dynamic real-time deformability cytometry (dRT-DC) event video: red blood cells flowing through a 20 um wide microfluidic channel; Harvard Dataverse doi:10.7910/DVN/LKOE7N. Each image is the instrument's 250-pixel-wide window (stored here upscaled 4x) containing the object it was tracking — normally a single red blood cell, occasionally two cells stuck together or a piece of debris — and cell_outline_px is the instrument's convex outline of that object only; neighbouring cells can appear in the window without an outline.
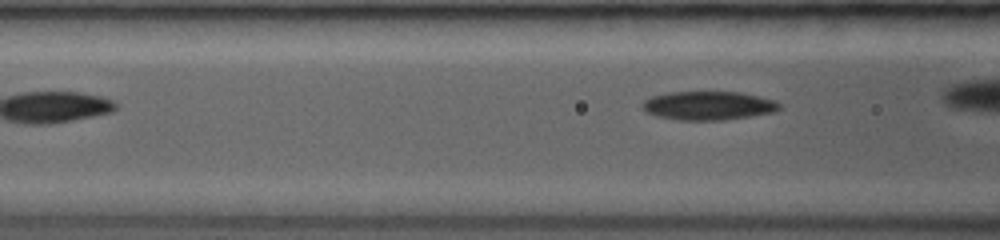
{"species": "common noctule bat (a hibernating species)", "species_latin": "Nyctalus noctula", "temperature_condition": "room temperature", "stored_images_in_passage": 7, "camera_frame_rate_fps": 3500, "um_per_image_px": 0.085, "animal": {"sex": "female", "body_mass_g": 19.0, "forearm_length_mm": 53.3}, "frame": {"image": 1, "passage_image": 7, "time_ms": 5.429, "image_size_px": [1000, 240], "cell_outline_px": [[780, 108], [772, 112], [724, 120], [680, 120], [660, 116], [648, 112], [644, 108], [644, 100], [652, 96], [672, 92], [740, 92], [772, 100], [780, 104]], "centroid_in_image_um": [60.21, 8.97], "position_along_channel_um": 106.4, "area_um2": 22.31}}